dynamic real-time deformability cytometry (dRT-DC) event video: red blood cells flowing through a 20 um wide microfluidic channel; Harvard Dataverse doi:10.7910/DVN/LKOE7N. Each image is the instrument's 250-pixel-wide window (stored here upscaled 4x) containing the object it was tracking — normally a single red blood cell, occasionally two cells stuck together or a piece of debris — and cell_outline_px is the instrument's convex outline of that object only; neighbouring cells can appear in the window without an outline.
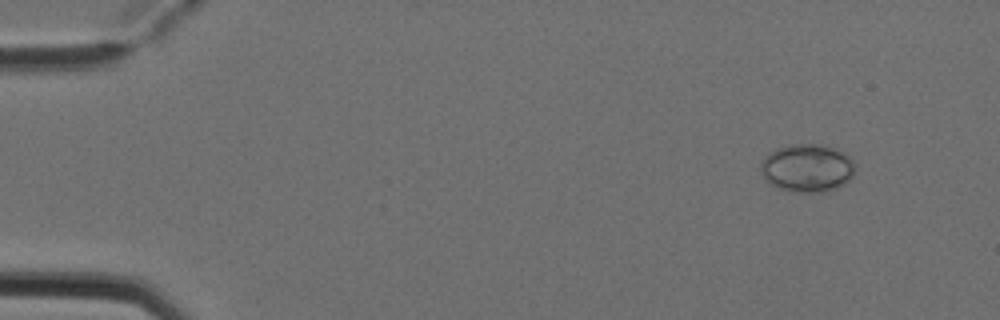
{"species": "Egyptian fruit bat (a non-hibernating species)", "species_latin": "Rousettus aegyptiacus", "temperature_condition": "cold", "stored_images_in_passage": 6, "camera_frame_rate_fps": 3000, "um_per_image_px": 0.085, "animal": {"sex": "female"}, "frame": {"image": 1, "passage_image": 2, "time_ms": 0.333, "image_size_px": [1000, 320], "cell_outline_px": [[856, 168], [852, 176], [844, 184], [836, 188], [824, 192], [792, 192], [776, 188], [764, 176], [760, 168], [760, 164], [764, 156], [768, 152], [776, 148], [792, 144], [816, 144], [832, 148], [844, 152], [856, 164]], "centroid_in_image_um": [68.61, 14.28], "position_along_channel_um": 16.4, "area_um2": 26.53}}
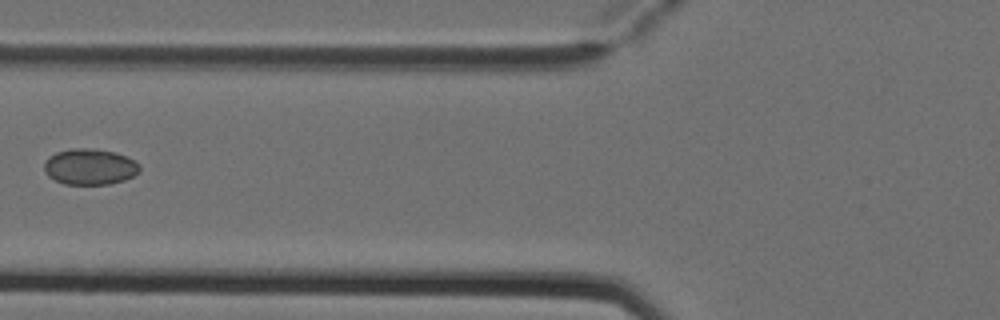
{"frame": {"image": 2, "passage_image": 6, "time_ms": 1.667, "image_size_px": [1000, 320], "cell_outline_px": [[140, 172], [124, 180], [108, 184], [64, 184], [48, 176], [44, 172], [44, 164], [56, 152], [72, 148], [92, 148], [116, 152], [140, 164]], "centroid_in_image_um": [7.65, 14.17], "position_along_channel_um": 118.2, "area_um2": 19.88}}